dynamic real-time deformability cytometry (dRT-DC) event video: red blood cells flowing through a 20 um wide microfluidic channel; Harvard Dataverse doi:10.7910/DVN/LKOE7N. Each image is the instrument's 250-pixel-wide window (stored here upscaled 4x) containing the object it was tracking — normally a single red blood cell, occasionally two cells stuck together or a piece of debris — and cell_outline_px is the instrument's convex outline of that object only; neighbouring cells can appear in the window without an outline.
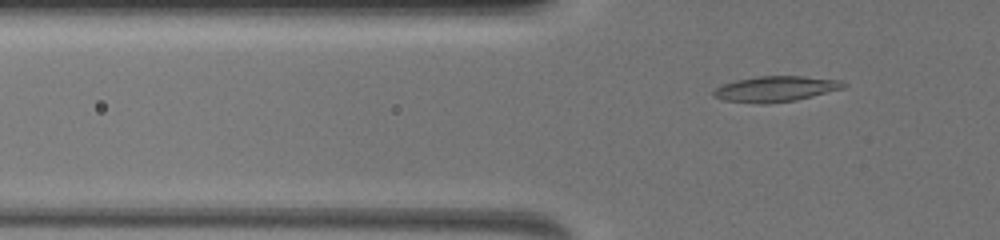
{"species": "common noctule bat (a hibernating species)", "species_latin": "Nyctalus noctula", "temperature_condition": "warm", "stored_images_in_passage": 47, "camera_frame_rate_fps": 3000, "um_per_image_px": 0.085, "animal": {"sex": "female", "body_mass_g": 19.5, "forearm_length_mm": 54.1}, "frame": {"image": 1, "passage_image": 13, "time_ms": 4.667, "image_size_px": [1000, 240], "cell_outline_px": [[848, 84], [844, 88], [796, 100], [768, 104], [760, 104], [724, 100], [712, 96], [712, 92], [716, 88], [724, 84], [736, 80], [756, 76], [804, 76], [840, 80]], "centroid_in_image_um": [65.93, 7.56], "position_along_channel_um": 59.9, "area_um2": 19.42}}
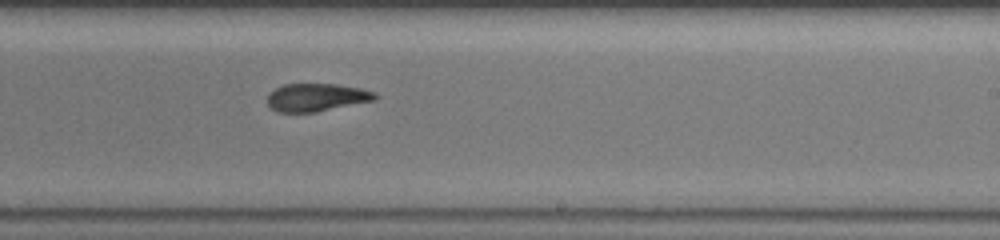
{"frame": {"image": 2, "passage_image": 31, "time_ms": 10.0, "image_size_px": [1000, 240], "cell_outline_px": [[376, 100], [312, 112], [276, 112], [268, 104], [268, 92], [284, 84], [336, 84], [360, 88], [376, 92]], "centroid_in_image_um": [26.88, 8.27], "position_along_channel_um": 262.1, "area_um2": 17.34}}
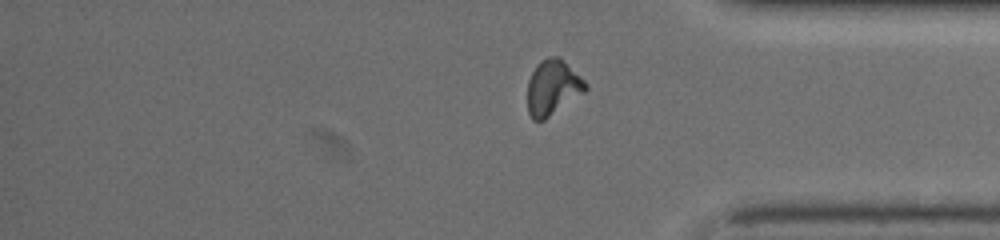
{"frame": {"image": 3, "passage_image": 46, "time_ms": 13.333, "image_size_px": [1000, 240], "cell_outline_px": [[588, 88], [584, 92], [544, 120], [532, 120], [528, 112], [528, 80], [536, 64], [540, 60], [548, 56], [560, 56], [588, 84]], "centroid_in_image_um": [46.97, 7.41], "position_along_channel_um": 388.2, "area_um2": 18.67}, "authors_computed_cell_mechanics": {"area_um2": 18.3226, "velocity_mm_per_s": 4.001, "shape_relaxation_time_tau1_ms": 8.296, "shape_relaxation_time_tau2_ms": 2.7987, "deformation_change_tau1": 0.2512, "deformation_change_tau2": 0.1002}}